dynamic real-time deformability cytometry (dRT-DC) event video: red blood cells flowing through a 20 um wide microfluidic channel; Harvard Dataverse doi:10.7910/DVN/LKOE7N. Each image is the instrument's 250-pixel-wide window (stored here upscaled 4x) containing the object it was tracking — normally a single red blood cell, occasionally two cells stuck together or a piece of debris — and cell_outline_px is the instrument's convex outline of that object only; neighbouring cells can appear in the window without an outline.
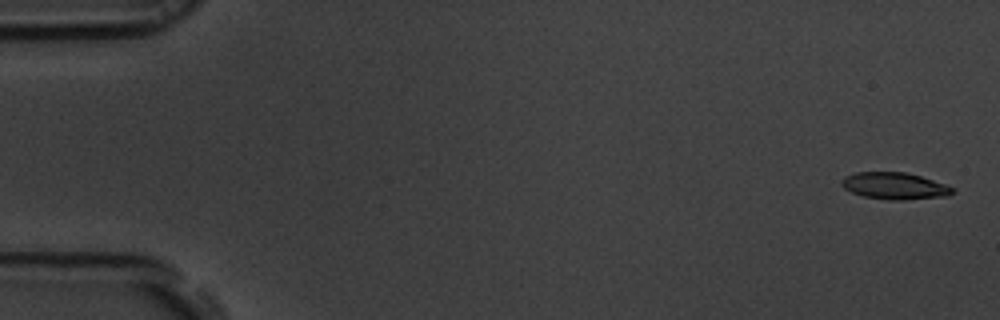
{"species": "common noctule bat (a hibernating species)", "species_latin": "Nyctalus noctula", "temperature_condition": "room temperature", "stored_images_in_passage": 14, "segment_of_instrument_passage": [2, 2], "camera_frame_rate_fps": 3000, "um_per_image_px": 0.085, "animal": {"sex": "male", "body_mass_g": 19.5, "forearm_length_mm": 54.6}, "frame": {"image": 1, "passage_image": 14, "time_ms": 4.333, "image_size_px": [1000, 320], "cell_outline_px": [[956, 192], [948, 196], [904, 200], [888, 200], [864, 196], [852, 192], [844, 188], [840, 184], [840, 180], [844, 176], [856, 172], [904, 172], [920, 176], [956, 188]], "centroid_in_image_um": [76.05, 15.81], "position_along_channel_um": 9.0, "area_um2": 17.46}}